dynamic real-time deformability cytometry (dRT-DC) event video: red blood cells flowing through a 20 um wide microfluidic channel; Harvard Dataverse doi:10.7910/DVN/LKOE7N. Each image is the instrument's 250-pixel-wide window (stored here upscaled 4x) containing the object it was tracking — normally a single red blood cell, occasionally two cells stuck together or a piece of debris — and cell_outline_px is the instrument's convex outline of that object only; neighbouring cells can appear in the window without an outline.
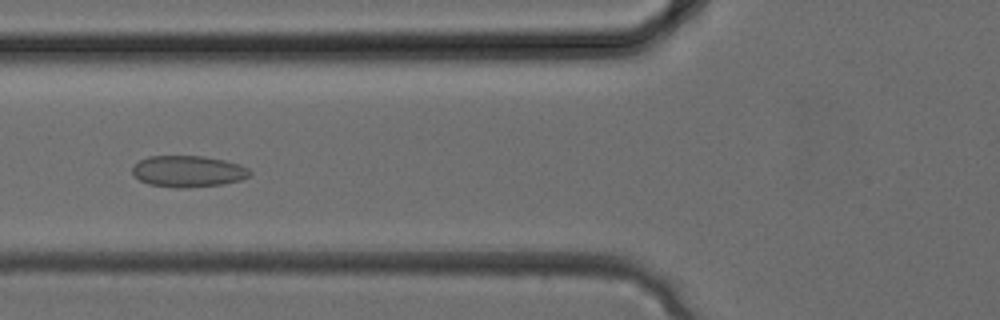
{"species": "common noctule bat (a hibernating species)", "species_latin": "Nyctalus noctula", "temperature_condition": "cold", "stored_images_in_passage": 26, "camera_frame_rate_fps": 3000, "um_per_image_px": 0.085, "animal": {"sex": "female", "body_mass_g": 24.6, "forearm_length_mm": 56.2}, "frame": {"image": 1, "passage_image": 6, "time_ms": 1.667, "image_size_px": [1000, 320], "cell_outline_px": [[252, 172], [248, 176], [240, 180], [224, 184], [188, 188], [176, 188], [148, 184], [140, 180], [132, 172], [132, 168], [140, 160], [148, 156], [204, 156], [224, 160], [240, 164], [248, 168]], "centroid_in_image_um": [16.0, 14.57], "position_along_channel_um": 109.8, "area_um2": 21.56}}
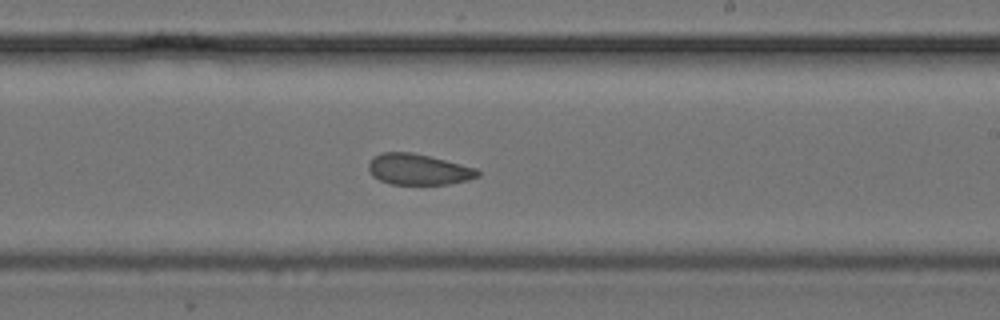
{"frame": {"image": 2, "passage_image": 13, "time_ms": 4.0, "image_size_px": [1000, 320], "cell_outline_px": [[480, 176], [468, 180], [448, 184], [392, 184], [380, 180], [372, 176], [368, 168], [368, 164], [372, 156], [380, 152], [412, 152], [476, 168], [480, 172]], "centroid_in_image_um": [35.53, 14.39], "position_along_channel_um": 253.5, "area_um2": 19.65}}
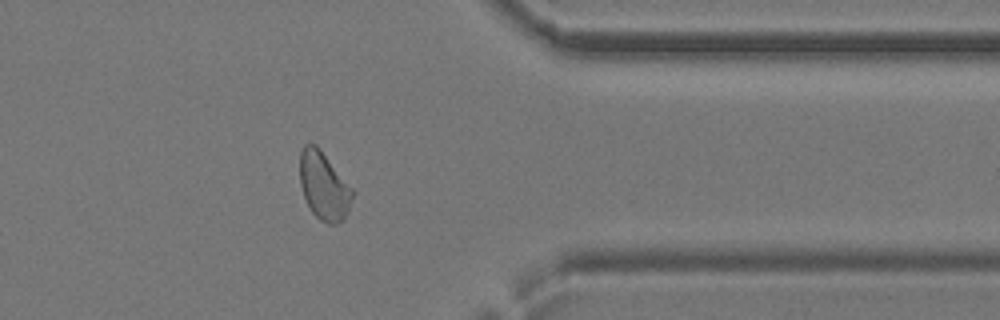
{"frame": {"image": 3, "passage_image": 20, "time_ms": 6.333, "image_size_px": [1000, 320], "cell_outline_px": [[352, 196], [348, 212], [344, 220], [336, 224], [328, 224], [320, 220], [312, 212], [304, 196], [300, 184], [300, 152], [304, 144], [308, 140], [316, 144], [320, 148], [352, 188]], "centroid_in_image_um": [27.51, 15.77], "position_along_channel_um": 383.9, "area_um2": 20.87}}